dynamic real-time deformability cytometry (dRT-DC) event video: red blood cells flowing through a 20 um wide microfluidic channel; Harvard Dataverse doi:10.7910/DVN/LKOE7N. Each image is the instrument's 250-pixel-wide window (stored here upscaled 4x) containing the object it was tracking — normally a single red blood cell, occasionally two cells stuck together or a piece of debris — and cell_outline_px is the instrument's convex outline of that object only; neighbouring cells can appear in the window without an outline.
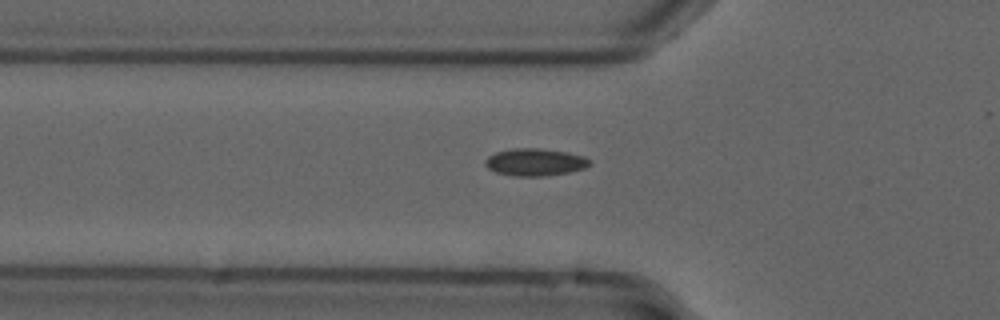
{"species": "common noctule bat (a hibernating species)", "species_latin": "Nyctalus noctula", "temperature_condition": "cold", "stored_images_in_passage": 48, "camera_frame_rate_fps": 3000, "um_per_image_px": 0.085, "animal": {"sex": "male", "forearm_length_mm": 52.5}, "frame": {"image": 1, "passage_image": 16, "time_ms": 5.0, "image_size_px": [1000, 320], "cell_outline_px": [[592, 164], [584, 168], [568, 172], [540, 176], [516, 176], [496, 172], [488, 168], [484, 164], [484, 160], [488, 156], [496, 152], [512, 148], [540, 148], [568, 152], [584, 156]], "centroid_in_image_um": [45.45, 13.77], "position_along_channel_um": 80.3, "area_um2": 16.59}}
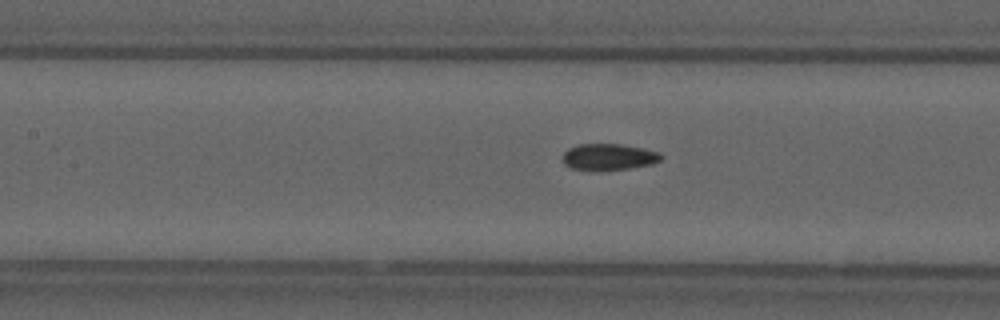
{"frame": {"image": 2, "passage_image": 22, "time_ms": 7.0, "image_size_px": [1000, 320], "cell_outline_px": [[664, 156], [660, 160], [652, 164], [628, 168], [596, 172], [572, 168], [564, 164], [560, 156], [568, 148], [580, 144], [620, 144], [644, 148], [660, 152]], "centroid_in_image_um": [51.71, 13.35], "position_along_channel_um": 155.7, "area_um2": 15.55}}
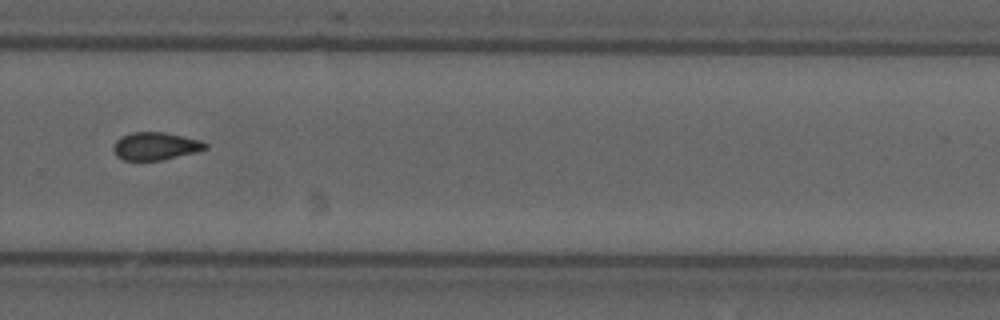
{"frame": {"image": 3, "passage_image": 35, "time_ms": 11.333, "image_size_px": [1000, 320], "cell_outline_px": [[208, 148], [196, 152], [160, 160], [124, 160], [116, 156], [112, 148], [116, 140], [120, 136], [132, 132], [164, 132], [200, 140], [208, 144]], "centroid_in_image_um": [13.19, 12.41], "position_along_channel_um": 316.6, "area_um2": 14.85}, "authors_computed_cell_mechanics": {"area_um2": 15.3459, "velocity_mm_per_s": 3.7288, "shape_relaxation_time_tau1_ms": null, "shape_relaxation_time_tau2_ms": 3.7833, "deformation_change_tau1": null, "deformation_change_tau2": 0.0846}}